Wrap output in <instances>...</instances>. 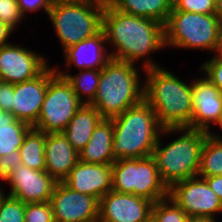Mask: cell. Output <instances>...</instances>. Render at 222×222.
Returning <instances> with one entry per match:
<instances>
[{
  "mask_svg": "<svg viewBox=\"0 0 222 222\" xmlns=\"http://www.w3.org/2000/svg\"><path fill=\"white\" fill-rule=\"evenodd\" d=\"M205 179L209 187L215 192L222 202V175L216 176H199Z\"/></svg>",
  "mask_w": 222,
  "mask_h": 222,
  "instance_id": "cell-36",
  "label": "cell"
},
{
  "mask_svg": "<svg viewBox=\"0 0 222 222\" xmlns=\"http://www.w3.org/2000/svg\"><path fill=\"white\" fill-rule=\"evenodd\" d=\"M24 19L17 0H0V21L13 30Z\"/></svg>",
  "mask_w": 222,
  "mask_h": 222,
  "instance_id": "cell-31",
  "label": "cell"
},
{
  "mask_svg": "<svg viewBox=\"0 0 222 222\" xmlns=\"http://www.w3.org/2000/svg\"><path fill=\"white\" fill-rule=\"evenodd\" d=\"M200 68L199 70L205 72V77L222 92V57L216 53Z\"/></svg>",
  "mask_w": 222,
  "mask_h": 222,
  "instance_id": "cell-32",
  "label": "cell"
},
{
  "mask_svg": "<svg viewBox=\"0 0 222 222\" xmlns=\"http://www.w3.org/2000/svg\"><path fill=\"white\" fill-rule=\"evenodd\" d=\"M11 185L9 196L24 203L49 202L57 181L46 171L19 166L6 179Z\"/></svg>",
  "mask_w": 222,
  "mask_h": 222,
  "instance_id": "cell-15",
  "label": "cell"
},
{
  "mask_svg": "<svg viewBox=\"0 0 222 222\" xmlns=\"http://www.w3.org/2000/svg\"><path fill=\"white\" fill-rule=\"evenodd\" d=\"M12 94L14 84L0 81V109L12 113Z\"/></svg>",
  "mask_w": 222,
  "mask_h": 222,
  "instance_id": "cell-35",
  "label": "cell"
},
{
  "mask_svg": "<svg viewBox=\"0 0 222 222\" xmlns=\"http://www.w3.org/2000/svg\"><path fill=\"white\" fill-rule=\"evenodd\" d=\"M45 171L57 182H62L79 161L78 152L62 132L46 133Z\"/></svg>",
  "mask_w": 222,
  "mask_h": 222,
  "instance_id": "cell-19",
  "label": "cell"
},
{
  "mask_svg": "<svg viewBox=\"0 0 222 222\" xmlns=\"http://www.w3.org/2000/svg\"><path fill=\"white\" fill-rule=\"evenodd\" d=\"M114 127L112 151L115 160L152 155L163 127L145 100L110 118Z\"/></svg>",
  "mask_w": 222,
  "mask_h": 222,
  "instance_id": "cell-3",
  "label": "cell"
},
{
  "mask_svg": "<svg viewBox=\"0 0 222 222\" xmlns=\"http://www.w3.org/2000/svg\"><path fill=\"white\" fill-rule=\"evenodd\" d=\"M17 119L11 112H6L0 109V125L2 123H14Z\"/></svg>",
  "mask_w": 222,
  "mask_h": 222,
  "instance_id": "cell-38",
  "label": "cell"
},
{
  "mask_svg": "<svg viewBox=\"0 0 222 222\" xmlns=\"http://www.w3.org/2000/svg\"><path fill=\"white\" fill-rule=\"evenodd\" d=\"M105 44H107L106 36L101 29L97 34L68 47L64 50L67 71L72 65L79 70L102 69L111 59Z\"/></svg>",
  "mask_w": 222,
  "mask_h": 222,
  "instance_id": "cell-18",
  "label": "cell"
},
{
  "mask_svg": "<svg viewBox=\"0 0 222 222\" xmlns=\"http://www.w3.org/2000/svg\"><path fill=\"white\" fill-rule=\"evenodd\" d=\"M145 74L144 100L152 106L160 125L163 128H190L192 84L187 85L160 66L146 69Z\"/></svg>",
  "mask_w": 222,
  "mask_h": 222,
  "instance_id": "cell-2",
  "label": "cell"
},
{
  "mask_svg": "<svg viewBox=\"0 0 222 222\" xmlns=\"http://www.w3.org/2000/svg\"><path fill=\"white\" fill-rule=\"evenodd\" d=\"M32 128L27 123L19 120L14 123H2L0 125V157L19 150L26 134Z\"/></svg>",
  "mask_w": 222,
  "mask_h": 222,
  "instance_id": "cell-26",
  "label": "cell"
},
{
  "mask_svg": "<svg viewBox=\"0 0 222 222\" xmlns=\"http://www.w3.org/2000/svg\"><path fill=\"white\" fill-rule=\"evenodd\" d=\"M102 29L107 43L113 45L114 50L110 52L112 59L137 64L146 57L142 63L143 70L159 67L148 54L165 47L162 23L122 13L106 1L102 14Z\"/></svg>",
  "mask_w": 222,
  "mask_h": 222,
  "instance_id": "cell-1",
  "label": "cell"
},
{
  "mask_svg": "<svg viewBox=\"0 0 222 222\" xmlns=\"http://www.w3.org/2000/svg\"><path fill=\"white\" fill-rule=\"evenodd\" d=\"M21 163L20 151H13L9 155L0 157V181H6L10 173H12Z\"/></svg>",
  "mask_w": 222,
  "mask_h": 222,
  "instance_id": "cell-33",
  "label": "cell"
},
{
  "mask_svg": "<svg viewBox=\"0 0 222 222\" xmlns=\"http://www.w3.org/2000/svg\"><path fill=\"white\" fill-rule=\"evenodd\" d=\"M55 222H98L99 201L58 182L50 198Z\"/></svg>",
  "mask_w": 222,
  "mask_h": 222,
  "instance_id": "cell-11",
  "label": "cell"
},
{
  "mask_svg": "<svg viewBox=\"0 0 222 222\" xmlns=\"http://www.w3.org/2000/svg\"><path fill=\"white\" fill-rule=\"evenodd\" d=\"M19 5V10L24 17L29 12H35L36 10H42L48 14L49 10L52 8L49 0H17Z\"/></svg>",
  "mask_w": 222,
  "mask_h": 222,
  "instance_id": "cell-34",
  "label": "cell"
},
{
  "mask_svg": "<svg viewBox=\"0 0 222 222\" xmlns=\"http://www.w3.org/2000/svg\"><path fill=\"white\" fill-rule=\"evenodd\" d=\"M222 23V0H216V13Z\"/></svg>",
  "mask_w": 222,
  "mask_h": 222,
  "instance_id": "cell-40",
  "label": "cell"
},
{
  "mask_svg": "<svg viewBox=\"0 0 222 222\" xmlns=\"http://www.w3.org/2000/svg\"><path fill=\"white\" fill-rule=\"evenodd\" d=\"M112 168V190L141 196L152 202L169 197V188L162 181L152 155L115 160Z\"/></svg>",
  "mask_w": 222,
  "mask_h": 222,
  "instance_id": "cell-7",
  "label": "cell"
},
{
  "mask_svg": "<svg viewBox=\"0 0 222 222\" xmlns=\"http://www.w3.org/2000/svg\"><path fill=\"white\" fill-rule=\"evenodd\" d=\"M192 83L193 116L190 128L208 132L222 113V92L205 76Z\"/></svg>",
  "mask_w": 222,
  "mask_h": 222,
  "instance_id": "cell-17",
  "label": "cell"
},
{
  "mask_svg": "<svg viewBox=\"0 0 222 222\" xmlns=\"http://www.w3.org/2000/svg\"><path fill=\"white\" fill-rule=\"evenodd\" d=\"M172 11L216 13V0H173Z\"/></svg>",
  "mask_w": 222,
  "mask_h": 222,
  "instance_id": "cell-30",
  "label": "cell"
},
{
  "mask_svg": "<svg viewBox=\"0 0 222 222\" xmlns=\"http://www.w3.org/2000/svg\"><path fill=\"white\" fill-rule=\"evenodd\" d=\"M222 23L216 14L171 11L164 25L165 47L218 52Z\"/></svg>",
  "mask_w": 222,
  "mask_h": 222,
  "instance_id": "cell-6",
  "label": "cell"
},
{
  "mask_svg": "<svg viewBox=\"0 0 222 222\" xmlns=\"http://www.w3.org/2000/svg\"><path fill=\"white\" fill-rule=\"evenodd\" d=\"M153 204L141 196L111 190L99 200L98 222H147Z\"/></svg>",
  "mask_w": 222,
  "mask_h": 222,
  "instance_id": "cell-14",
  "label": "cell"
},
{
  "mask_svg": "<svg viewBox=\"0 0 222 222\" xmlns=\"http://www.w3.org/2000/svg\"><path fill=\"white\" fill-rule=\"evenodd\" d=\"M176 132H181L182 136L162 147L161 136ZM207 135V132L188 127L163 128L152 156L168 188L179 181L198 176L201 150Z\"/></svg>",
  "mask_w": 222,
  "mask_h": 222,
  "instance_id": "cell-5",
  "label": "cell"
},
{
  "mask_svg": "<svg viewBox=\"0 0 222 222\" xmlns=\"http://www.w3.org/2000/svg\"><path fill=\"white\" fill-rule=\"evenodd\" d=\"M133 63L110 59L101 69L96 96L90 103L110 119L144 100V83ZM142 83V84H141Z\"/></svg>",
  "mask_w": 222,
  "mask_h": 222,
  "instance_id": "cell-4",
  "label": "cell"
},
{
  "mask_svg": "<svg viewBox=\"0 0 222 222\" xmlns=\"http://www.w3.org/2000/svg\"><path fill=\"white\" fill-rule=\"evenodd\" d=\"M48 66L44 57L28 48L11 43L0 47V81L16 84L32 80Z\"/></svg>",
  "mask_w": 222,
  "mask_h": 222,
  "instance_id": "cell-13",
  "label": "cell"
},
{
  "mask_svg": "<svg viewBox=\"0 0 222 222\" xmlns=\"http://www.w3.org/2000/svg\"><path fill=\"white\" fill-rule=\"evenodd\" d=\"M218 54L222 57V30H221V42H220V47L218 50Z\"/></svg>",
  "mask_w": 222,
  "mask_h": 222,
  "instance_id": "cell-43",
  "label": "cell"
},
{
  "mask_svg": "<svg viewBox=\"0 0 222 222\" xmlns=\"http://www.w3.org/2000/svg\"><path fill=\"white\" fill-rule=\"evenodd\" d=\"M57 67H47L32 80L14 84L12 114L19 121L33 127L41 111L49 81L57 74Z\"/></svg>",
  "mask_w": 222,
  "mask_h": 222,
  "instance_id": "cell-12",
  "label": "cell"
},
{
  "mask_svg": "<svg viewBox=\"0 0 222 222\" xmlns=\"http://www.w3.org/2000/svg\"><path fill=\"white\" fill-rule=\"evenodd\" d=\"M12 32V28L0 21V47L9 44L7 40L12 34Z\"/></svg>",
  "mask_w": 222,
  "mask_h": 222,
  "instance_id": "cell-37",
  "label": "cell"
},
{
  "mask_svg": "<svg viewBox=\"0 0 222 222\" xmlns=\"http://www.w3.org/2000/svg\"><path fill=\"white\" fill-rule=\"evenodd\" d=\"M0 188H1V186H0ZM2 191L3 190L0 189V207H1L2 203H3V201L5 200V198L8 196V195L5 196L4 191L3 192Z\"/></svg>",
  "mask_w": 222,
  "mask_h": 222,
  "instance_id": "cell-42",
  "label": "cell"
},
{
  "mask_svg": "<svg viewBox=\"0 0 222 222\" xmlns=\"http://www.w3.org/2000/svg\"><path fill=\"white\" fill-rule=\"evenodd\" d=\"M62 182L72 190L95 197L99 201L112 190L111 164L78 161Z\"/></svg>",
  "mask_w": 222,
  "mask_h": 222,
  "instance_id": "cell-16",
  "label": "cell"
},
{
  "mask_svg": "<svg viewBox=\"0 0 222 222\" xmlns=\"http://www.w3.org/2000/svg\"><path fill=\"white\" fill-rule=\"evenodd\" d=\"M25 204L8 195L0 207V222H25Z\"/></svg>",
  "mask_w": 222,
  "mask_h": 222,
  "instance_id": "cell-28",
  "label": "cell"
},
{
  "mask_svg": "<svg viewBox=\"0 0 222 222\" xmlns=\"http://www.w3.org/2000/svg\"><path fill=\"white\" fill-rule=\"evenodd\" d=\"M169 197L190 218L215 219V214L222 212V202L205 179L199 176L173 184L169 188Z\"/></svg>",
  "mask_w": 222,
  "mask_h": 222,
  "instance_id": "cell-10",
  "label": "cell"
},
{
  "mask_svg": "<svg viewBox=\"0 0 222 222\" xmlns=\"http://www.w3.org/2000/svg\"><path fill=\"white\" fill-rule=\"evenodd\" d=\"M102 119L96 108L90 104H82L62 133L79 152L87 145L95 127Z\"/></svg>",
  "mask_w": 222,
  "mask_h": 222,
  "instance_id": "cell-21",
  "label": "cell"
},
{
  "mask_svg": "<svg viewBox=\"0 0 222 222\" xmlns=\"http://www.w3.org/2000/svg\"><path fill=\"white\" fill-rule=\"evenodd\" d=\"M46 133L32 128L20 146L21 163L28 168L45 171Z\"/></svg>",
  "mask_w": 222,
  "mask_h": 222,
  "instance_id": "cell-24",
  "label": "cell"
},
{
  "mask_svg": "<svg viewBox=\"0 0 222 222\" xmlns=\"http://www.w3.org/2000/svg\"><path fill=\"white\" fill-rule=\"evenodd\" d=\"M51 6H57L62 4H75V3H85L92 0H49Z\"/></svg>",
  "mask_w": 222,
  "mask_h": 222,
  "instance_id": "cell-39",
  "label": "cell"
},
{
  "mask_svg": "<svg viewBox=\"0 0 222 222\" xmlns=\"http://www.w3.org/2000/svg\"><path fill=\"white\" fill-rule=\"evenodd\" d=\"M107 0L53 6L48 16L62 50L97 34L102 29V14Z\"/></svg>",
  "mask_w": 222,
  "mask_h": 222,
  "instance_id": "cell-8",
  "label": "cell"
},
{
  "mask_svg": "<svg viewBox=\"0 0 222 222\" xmlns=\"http://www.w3.org/2000/svg\"><path fill=\"white\" fill-rule=\"evenodd\" d=\"M207 134L201 150L198 176L222 175V136L211 130Z\"/></svg>",
  "mask_w": 222,
  "mask_h": 222,
  "instance_id": "cell-25",
  "label": "cell"
},
{
  "mask_svg": "<svg viewBox=\"0 0 222 222\" xmlns=\"http://www.w3.org/2000/svg\"><path fill=\"white\" fill-rule=\"evenodd\" d=\"M216 125H218L220 128H222V113H221V115L219 116V119H218V121L216 122Z\"/></svg>",
  "mask_w": 222,
  "mask_h": 222,
  "instance_id": "cell-44",
  "label": "cell"
},
{
  "mask_svg": "<svg viewBox=\"0 0 222 222\" xmlns=\"http://www.w3.org/2000/svg\"><path fill=\"white\" fill-rule=\"evenodd\" d=\"M56 72L71 84L73 91L83 104H90L94 100L98 89L101 69L79 70L80 73L76 74V76L72 75V73L69 74L66 71L58 70V68Z\"/></svg>",
  "mask_w": 222,
  "mask_h": 222,
  "instance_id": "cell-23",
  "label": "cell"
},
{
  "mask_svg": "<svg viewBox=\"0 0 222 222\" xmlns=\"http://www.w3.org/2000/svg\"><path fill=\"white\" fill-rule=\"evenodd\" d=\"M189 218L170 197L153 204L151 219L154 222H188Z\"/></svg>",
  "mask_w": 222,
  "mask_h": 222,
  "instance_id": "cell-27",
  "label": "cell"
},
{
  "mask_svg": "<svg viewBox=\"0 0 222 222\" xmlns=\"http://www.w3.org/2000/svg\"><path fill=\"white\" fill-rule=\"evenodd\" d=\"M82 104L71 84L56 74L48 83L39 118L33 128L44 133L63 132Z\"/></svg>",
  "mask_w": 222,
  "mask_h": 222,
  "instance_id": "cell-9",
  "label": "cell"
},
{
  "mask_svg": "<svg viewBox=\"0 0 222 222\" xmlns=\"http://www.w3.org/2000/svg\"><path fill=\"white\" fill-rule=\"evenodd\" d=\"M114 127L111 119L103 118L95 127L87 145L78 152L79 161L93 164H112Z\"/></svg>",
  "mask_w": 222,
  "mask_h": 222,
  "instance_id": "cell-20",
  "label": "cell"
},
{
  "mask_svg": "<svg viewBox=\"0 0 222 222\" xmlns=\"http://www.w3.org/2000/svg\"><path fill=\"white\" fill-rule=\"evenodd\" d=\"M25 222H55L50 202L25 204Z\"/></svg>",
  "mask_w": 222,
  "mask_h": 222,
  "instance_id": "cell-29",
  "label": "cell"
},
{
  "mask_svg": "<svg viewBox=\"0 0 222 222\" xmlns=\"http://www.w3.org/2000/svg\"><path fill=\"white\" fill-rule=\"evenodd\" d=\"M115 9L133 16L166 24L173 8V0H107Z\"/></svg>",
  "mask_w": 222,
  "mask_h": 222,
  "instance_id": "cell-22",
  "label": "cell"
},
{
  "mask_svg": "<svg viewBox=\"0 0 222 222\" xmlns=\"http://www.w3.org/2000/svg\"><path fill=\"white\" fill-rule=\"evenodd\" d=\"M188 222H216L212 218H189Z\"/></svg>",
  "mask_w": 222,
  "mask_h": 222,
  "instance_id": "cell-41",
  "label": "cell"
}]
</instances>
